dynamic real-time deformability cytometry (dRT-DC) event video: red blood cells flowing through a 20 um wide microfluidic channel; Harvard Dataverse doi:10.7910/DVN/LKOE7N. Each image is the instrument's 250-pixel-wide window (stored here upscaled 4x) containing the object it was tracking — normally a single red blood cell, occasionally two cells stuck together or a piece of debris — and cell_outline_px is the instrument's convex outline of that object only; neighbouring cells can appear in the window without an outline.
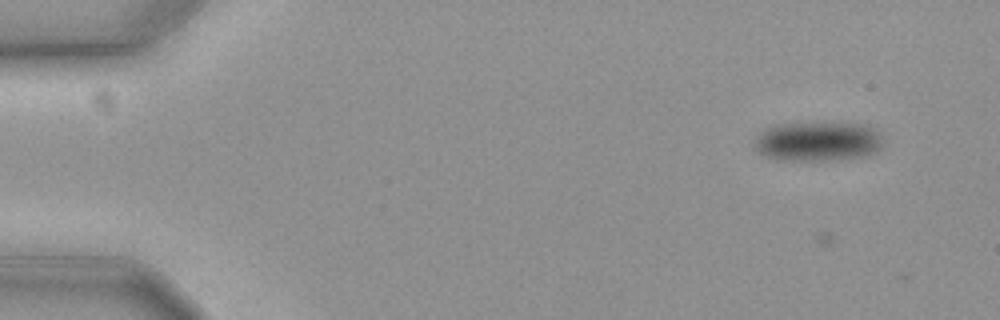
{"species": "common noctule bat (a hibernating species)", "species_latin": "Nyctalus noctula", "temperature_condition": "cold", "stored_images_in_passage": 16, "camera_frame_rate_fps": 3000, "um_per_image_px": 0.085, "animal": {"sex": "female", "body_mass_g": 19.3, "forearm_length_mm": 54.1}, "frame": {"image": 1, "passage_image": 7, "time_ms": 2.0, "image_size_px": [1000, 320], "cell_outline_px": [[884, 144], [876, 152], [860, 156], [820, 160], [776, 160], [756, 152], [752, 144], [752, 140], [764, 128], [776, 124], [868, 124], [880, 132]], "centroid_in_image_um": [69.46, 12.02], "position_along_channel_um": 15.5, "area_um2": 29.65}}